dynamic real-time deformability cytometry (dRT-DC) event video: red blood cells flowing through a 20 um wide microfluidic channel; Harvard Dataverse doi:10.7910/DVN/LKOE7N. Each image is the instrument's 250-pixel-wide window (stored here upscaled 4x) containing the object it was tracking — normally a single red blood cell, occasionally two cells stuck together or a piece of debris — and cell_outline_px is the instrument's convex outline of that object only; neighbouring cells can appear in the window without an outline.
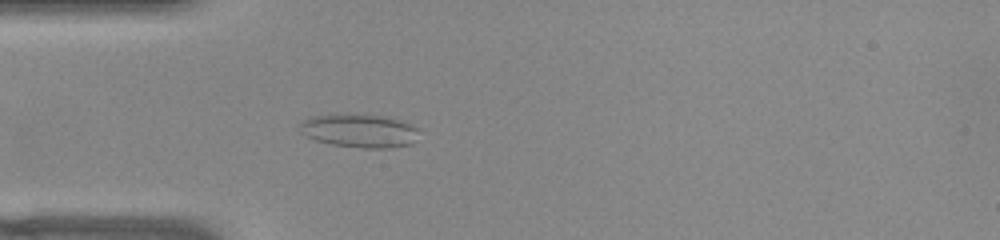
{"species": "common noctule bat (a hibernating species)", "species_latin": "Nyctalus noctula", "temperature_condition": "warm", "stored_images_in_passage": 41, "camera_frame_rate_fps": 3000, "um_per_image_px": 0.085, "animal": {"sex": "female", "body_mass_g": 22.0, "forearm_length_mm": 56.7}, "frame": {"image": 1, "passage_image": 4, "time_ms": 1.0, "image_size_px": [1000, 240], "cell_outline_px": [[416, 128], [412, 144], [392, 148], [364, 148], [332, 144], [316, 140], [300, 132], [300, 124], [308, 116], [332, 112], [388, 116], [400, 120]], "centroid_in_image_um": [30.46, 11.07], "position_along_channel_um": 54.5, "area_um2": 23.47}}
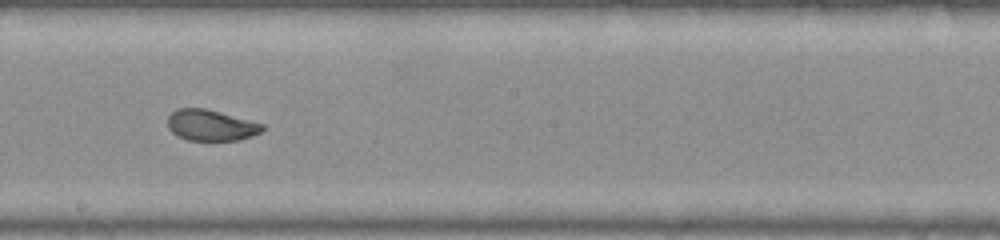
{"frame": {"image": 2, "passage_image": 18, "time_ms": 5.667, "image_size_px": [1000, 240], "cell_outline_px": [[264, 128], [260, 132], [252, 136], [240, 140], [188, 140], [176, 136], [168, 128], [168, 116], [176, 108], [204, 108], [220, 112], [264, 124]], "centroid_in_image_um": [17.9, 10.65], "position_along_channel_um": 230.3, "area_um2": 17.11}}
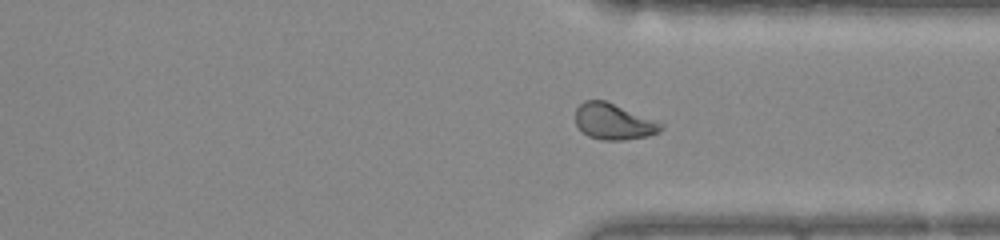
{"frame": {"image": 3, "passage_image": 28, "time_ms": 9.0, "image_size_px": [1000, 240], "cell_outline_px": [[664, 128], [660, 132], [648, 136], [624, 140], [600, 140], [588, 136], [576, 124], [576, 108], [584, 100], [604, 100], [664, 124]], "centroid_in_image_um": [52.16, 10.35], "position_along_channel_um": 359.2, "area_um2": 17.8}, "authors_computed_cell_mechanics": {"area_um2": 18.3804, "velocity_mm_per_s": 3.8636, "shape_relaxation_time_tau1_ms": 7.351, "shape_relaxation_time_tau2_ms": 1.2299, "deformation_change_tau1": 0.1872, "deformation_change_tau2": 0.0634}}